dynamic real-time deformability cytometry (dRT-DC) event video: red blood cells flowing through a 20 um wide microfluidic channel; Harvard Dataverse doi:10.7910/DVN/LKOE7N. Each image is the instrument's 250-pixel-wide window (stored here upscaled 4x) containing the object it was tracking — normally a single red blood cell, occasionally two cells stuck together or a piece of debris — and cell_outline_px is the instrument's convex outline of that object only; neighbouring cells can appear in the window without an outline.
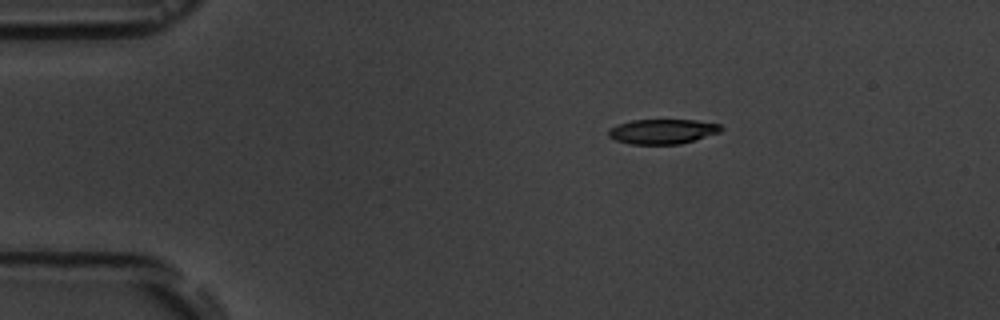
{"species": "common noctule bat (a hibernating species)", "species_latin": "Nyctalus noctula", "temperature_condition": "room temperature", "stored_images_in_passage": 4, "camera_frame_rate_fps": 3000, "um_per_image_px": 0.085, "animal": {"sex": "male", "body_mass_g": 19.5, "forearm_length_mm": 54.6}, "frame": {"image": 1, "passage_image": 1, "time_ms": 0.0, "image_size_px": [1000, 320], "cell_outline_px": [[724, 128], [720, 132], [696, 140], [680, 144], [632, 144], [616, 140], [608, 136], [608, 128], [616, 124], [632, 120], [696, 120], [720, 124]], "centroid_in_image_um": [56.32, 11.17], "position_along_channel_um": 28.7, "area_um2": 16.42}}
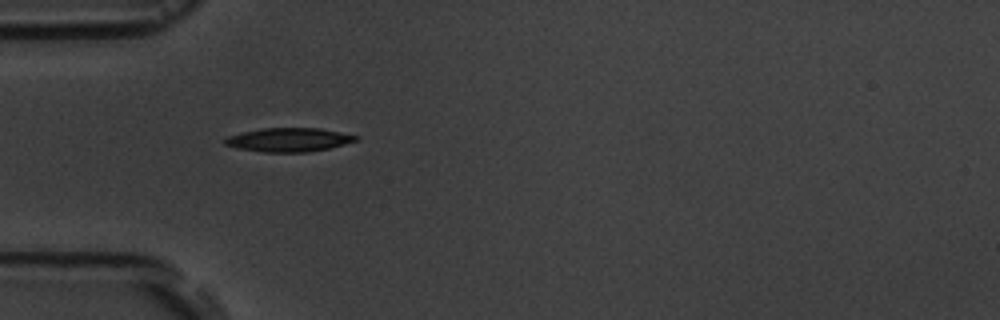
{"frame": {"image": 2, "passage_image": 3, "time_ms": 2.333, "image_size_px": [1000, 320], "cell_outline_px": [[360, 136], [356, 140], [344, 144], [328, 148], [308, 152], [264, 152], [236, 148], [224, 144], [224, 140], [228, 136], [240, 132], [264, 128], [320, 128]], "centroid_in_image_um": [24.52, 11.88], "position_along_channel_um": 60.5, "area_um2": 18.09}}
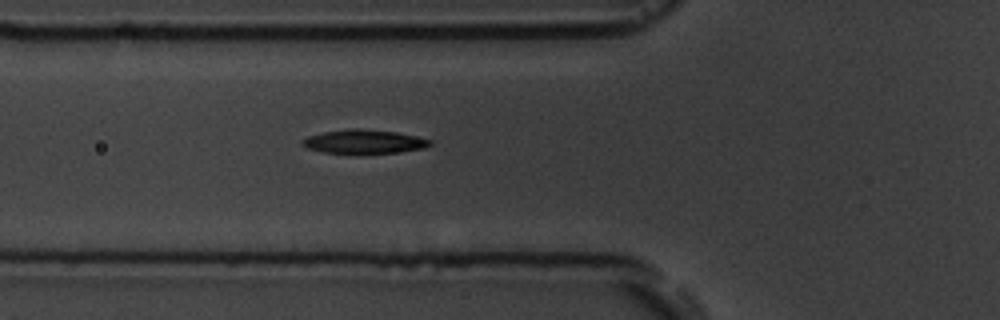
{"frame": {"image": 3, "passage_image": 4, "time_ms": 3.333, "image_size_px": [1000, 320], "cell_outline_px": [[432, 144], [424, 148], [396, 152], [324, 152], [308, 148], [300, 144], [300, 140], [308, 136], [324, 132], [352, 128], [356, 128], [396, 132], [416, 136], [432, 140]], "centroid_in_image_um": [30.93, 12.02], "position_along_channel_um": 94.9, "area_um2": 17.28}}